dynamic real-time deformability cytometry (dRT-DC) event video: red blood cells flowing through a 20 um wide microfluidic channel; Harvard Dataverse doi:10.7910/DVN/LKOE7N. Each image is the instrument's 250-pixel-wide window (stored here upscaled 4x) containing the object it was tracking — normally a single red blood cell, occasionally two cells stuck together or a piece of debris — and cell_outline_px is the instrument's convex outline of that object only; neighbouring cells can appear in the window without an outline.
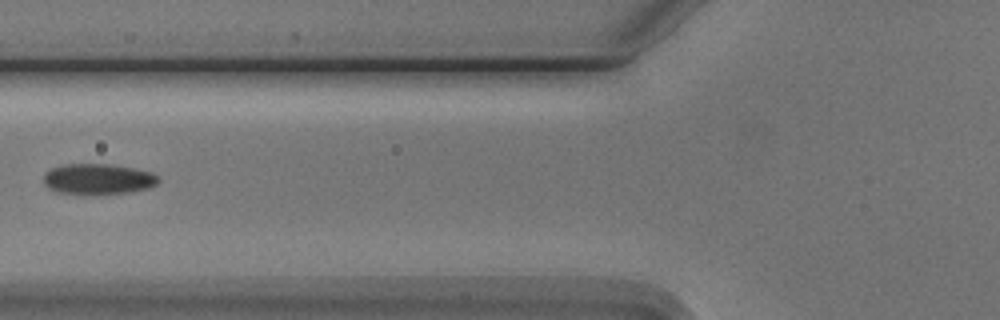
{"species": "Egyptian fruit bat (a non-hibernating species)", "species_latin": "Rousettus aegyptiacus", "temperature_condition": "cold", "stored_images_in_passage": 7, "camera_frame_rate_fps": 3000, "um_per_image_px": 0.085, "animal": {"sex": "male"}, "frame": {"image": 1, "passage_image": 6, "time_ms": 5.667, "image_size_px": [1000, 320], "cell_outline_px": [[160, 180], [156, 184], [148, 188], [124, 192], [56, 192], [48, 188], [44, 184], [44, 172], [52, 168], [64, 164], [112, 164], [152, 172]], "centroid_in_image_um": [8.31, 15.17], "position_along_channel_um": 117.5, "area_um2": 19.83}}
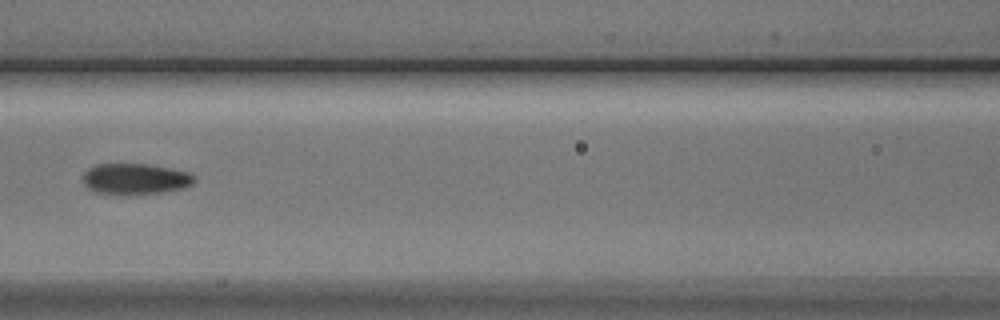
{"frame": {"image": 2, "passage_image": 7, "time_ms": 6.667, "image_size_px": [1000, 320], "cell_outline_px": [[196, 180], [192, 184], [180, 188], [164, 192], [136, 196], [96, 192], [88, 188], [84, 184], [84, 172], [88, 168], [96, 164], [148, 164], [172, 168], [192, 172], [196, 176]], "centroid_in_image_um": [11.54, 15.21], "position_along_channel_um": 155.1, "area_um2": 20.52}}